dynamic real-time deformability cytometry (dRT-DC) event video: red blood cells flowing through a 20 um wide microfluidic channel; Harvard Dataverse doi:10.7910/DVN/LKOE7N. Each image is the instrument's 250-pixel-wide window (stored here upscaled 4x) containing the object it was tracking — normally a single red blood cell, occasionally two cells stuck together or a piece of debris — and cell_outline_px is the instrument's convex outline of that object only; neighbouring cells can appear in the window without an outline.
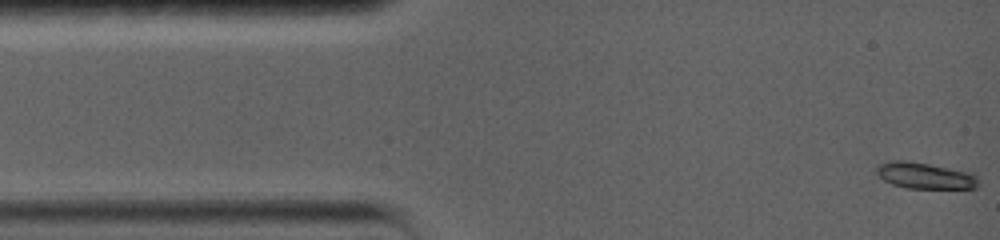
{"species": "common noctule bat (a hibernating species)", "species_latin": "Nyctalus noctula", "temperature_condition": "warm", "stored_images_in_passage": 8, "camera_frame_rate_fps": 5000, "um_per_image_px": 0.085, "animal": {"sex": "female", "body_mass_g": 19.0, "forearm_length_mm": 56.7}, "frame": {"image": 1, "passage_image": 1, "time_ms": 0.0, "image_size_px": [1000, 240], "cell_outline_px": [[980, 184], [976, 188], [908, 188], [892, 184], [884, 180], [876, 172], [876, 168], [880, 164], [896, 160], [928, 164], [976, 172], [980, 180]], "centroid_in_image_um": [78.74, 14.94], "position_along_channel_um": 6.3, "area_um2": 15.61}}